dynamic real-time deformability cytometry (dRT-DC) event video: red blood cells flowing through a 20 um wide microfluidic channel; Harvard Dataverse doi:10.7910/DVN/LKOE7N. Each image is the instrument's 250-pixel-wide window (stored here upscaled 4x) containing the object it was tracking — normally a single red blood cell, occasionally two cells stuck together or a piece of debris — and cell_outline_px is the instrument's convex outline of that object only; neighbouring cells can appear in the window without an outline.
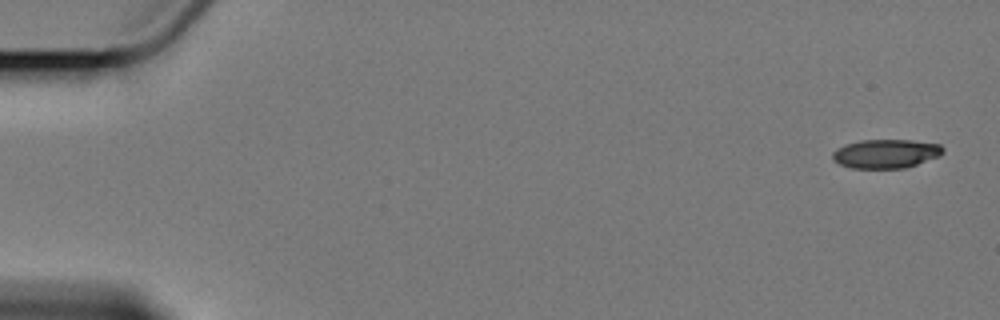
{"species": "Egyptian fruit bat (a non-hibernating species)", "species_latin": "Rousettus aegyptiacus", "temperature_condition": "cold", "stored_images_in_passage": 4, "camera_frame_rate_fps": 3000, "um_per_image_px": 0.085, "animal": {"sex": "female"}, "frame": {"image": 1, "passage_image": 1, "time_ms": 0.0, "image_size_px": [1000, 320], "cell_outline_px": [[944, 152], [940, 156], [904, 168], [852, 168], [840, 164], [832, 160], [832, 152], [836, 148], [860, 140], [912, 140], [940, 144], [944, 148]], "centroid_in_image_um": [75.3, 13.06], "position_along_channel_um": 9.7, "area_um2": 18.61}}
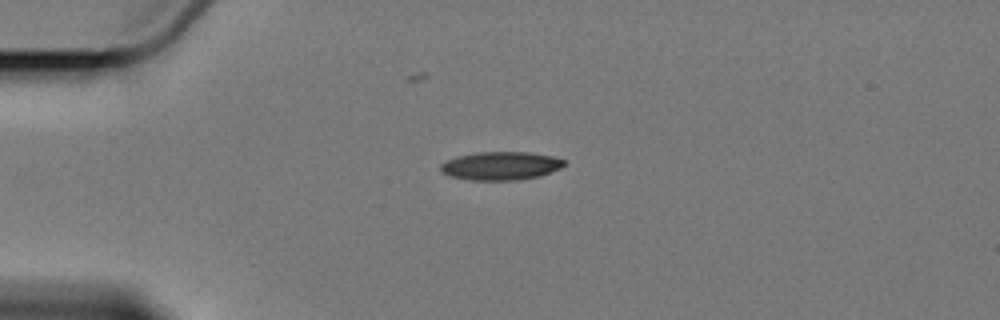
{"frame": {"image": 2, "passage_image": 4, "time_ms": 4.333, "image_size_px": [1000, 320], "cell_outline_px": [[564, 164], [560, 168], [540, 176], [520, 180], [472, 180], [448, 176], [440, 172], [440, 164], [456, 156], [476, 152], [528, 152], [552, 156], [564, 160]], "centroid_in_image_um": [42.52, 14.1], "position_along_channel_um": 42.5, "area_um2": 20.46}}